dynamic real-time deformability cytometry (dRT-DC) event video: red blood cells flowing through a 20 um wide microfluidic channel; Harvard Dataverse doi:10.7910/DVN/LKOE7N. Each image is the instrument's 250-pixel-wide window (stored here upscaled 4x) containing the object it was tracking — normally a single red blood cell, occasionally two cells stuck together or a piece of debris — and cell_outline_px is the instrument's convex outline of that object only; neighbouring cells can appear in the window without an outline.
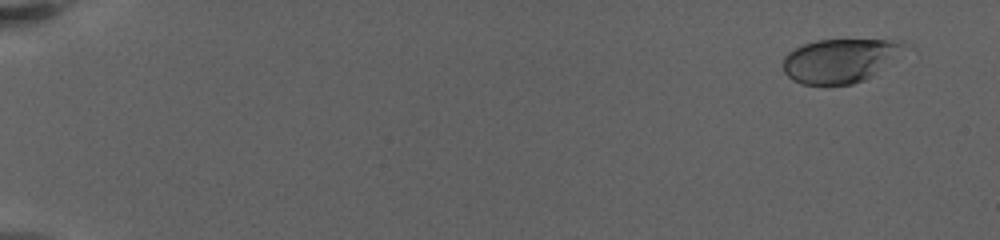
{"species": "human", "species_latin": "Homo sapiens", "temperature_condition": "warm", "stored_images_in_passage": 53, "camera_frame_rate_fps": 3000, "um_per_image_px": 0.085, "donor": {"sex": "female"}, "frame": {"image": 1, "passage_image": 3, "time_ms": 1.333, "image_size_px": [1000, 240], "cell_outline_px": [[904, 44], [864, 80], [852, 84], [800, 84], [792, 80], [784, 72], [784, 56], [788, 52], [804, 44], [816, 40], [884, 40]], "centroid_in_image_um": [71.16, 5.16], "position_along_channel_um": 13.8, "area_um2": 29.25}}
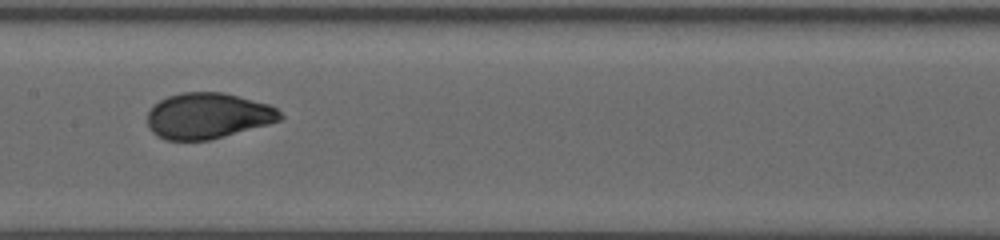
{"frame": {"image": 2, "passage_image": 30, "time_ms": 12.333, "image_size_px": [1000, 240], "cell_outline_px": [[284, 116], [280, 120], [268, 124], [212, 140], [164, 140], [156, 136], [148, 128], [148, 112], [160, 100], [168, 96], [180, 92], [224, 92], [268, 104], [276, 108]], "centroid_in_image_um": [17.66, 9.85], "position_along_channel_um": 189.7, "area_um2": 35.55}}
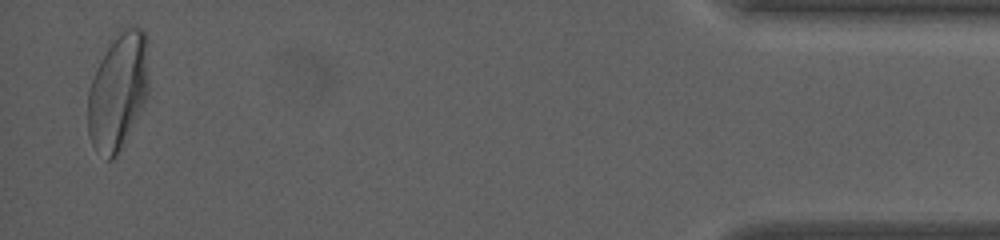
{"frame": {"image": 3, "passage_image": 53, "time_ms": 22.0, "image_size_px": [1000, 240], "cell_outline_px": [[148, 92], [144, 104], [140, 112], [116, 156], [112, 160], [108, 160], [92, 144], [88, 136], [88, 92], [96, 68], [108, 48], [128, 28], [140, 28], [144, 32], [148, 40]], "centroid_in_image_um": [10.05, 7.81], "position_along_channel_um": 425.2, "area_um2": 40.52}, "authors_computed_cell_mechanics": {"area_um2": 34.8534, "velocity_mm_per_s": 3.1725, "shape_relaxation_time_tau1_ms": 4.981, "shape_relaxation_time_tau2_ms": null, "deformation_change_tau1": 0.2059, "deformation_change_tau2": null}}